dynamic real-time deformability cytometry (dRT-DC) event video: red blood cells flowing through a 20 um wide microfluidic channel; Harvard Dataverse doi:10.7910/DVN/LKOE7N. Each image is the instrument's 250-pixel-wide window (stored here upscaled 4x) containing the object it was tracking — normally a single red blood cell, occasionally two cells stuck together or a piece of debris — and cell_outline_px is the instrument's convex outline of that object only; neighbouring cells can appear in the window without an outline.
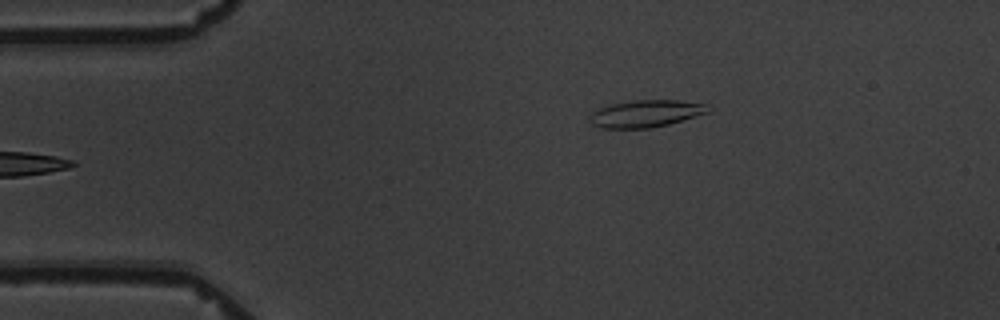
{"species": "common noctule bat (a hibernating species)", "species_latin": "Nyctalus noctula", "temperature_condition": "warm", "stored_images_in_passage": 5, "camera_frame_rate_fps": 3000, "um_per_image_px": 0.085, "animal": {"sex": "male", "body_mass_g": 19.5, "forearm_length_mm": 54.6}, "frame": {"image": 1, "passage_image": 5, "time_ms": 4.667, "image_size_px": [1000, 320], "cell_outline_px": [[712, 108], [708, 112], [668, 124], [652, 128], [600, 128], [592, 124], [588, 120], [588, 116], [592, 112], [600, 108], [612, 104], [636, 100], [676, 100], [712, 104]], "centroid_in_image_um": [54.91, 9.65], "position_along_channel_um": 30.1, "area_um2": 18.79}}